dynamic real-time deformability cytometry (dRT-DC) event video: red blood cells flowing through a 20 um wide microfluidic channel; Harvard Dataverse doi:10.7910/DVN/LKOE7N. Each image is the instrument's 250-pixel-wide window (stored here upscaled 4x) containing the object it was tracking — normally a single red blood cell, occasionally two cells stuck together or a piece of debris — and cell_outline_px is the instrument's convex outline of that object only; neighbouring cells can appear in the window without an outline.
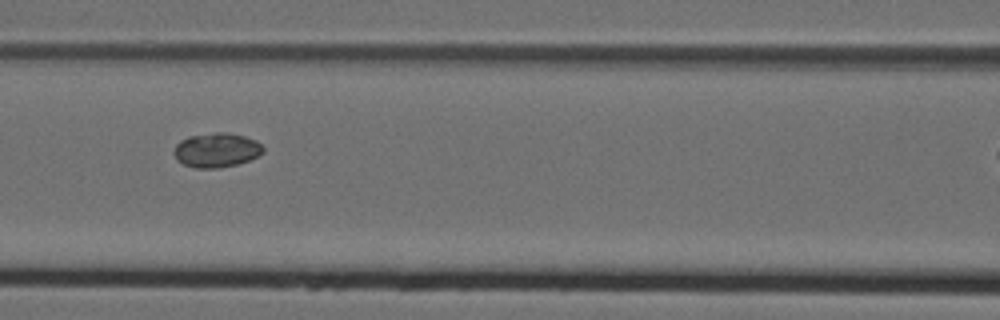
{"species": "Egyptian fruit bat (a non-hibernating species)", "species_latin": "Rousettus aegyptiacus", "temperature_condition": "cold", "stored_images_in_passage": 4, "camera_frame_rate_fps": 3000, "um_per_image_px": 0.085, "animal": {"sex": "female"}, "frame": {"image": 1, "passage_image": 3, "time_ms": 0.667, "image_size_px": [1000, 320], "cell_outline_px": [[264, 152], [248, 160], [236, 164], [220, 168], [196, 168], [184, 164], [176, 160], [172, 152], [176, 144], [180, 140], [188, 136], [216, 132], [228, 132], [244, 136], [256, 140], [264, 148]], "centroid_in_image_um": [18.37, 12.75], "position_along_channel_um": 148.2, "area_um2": 17.98}}